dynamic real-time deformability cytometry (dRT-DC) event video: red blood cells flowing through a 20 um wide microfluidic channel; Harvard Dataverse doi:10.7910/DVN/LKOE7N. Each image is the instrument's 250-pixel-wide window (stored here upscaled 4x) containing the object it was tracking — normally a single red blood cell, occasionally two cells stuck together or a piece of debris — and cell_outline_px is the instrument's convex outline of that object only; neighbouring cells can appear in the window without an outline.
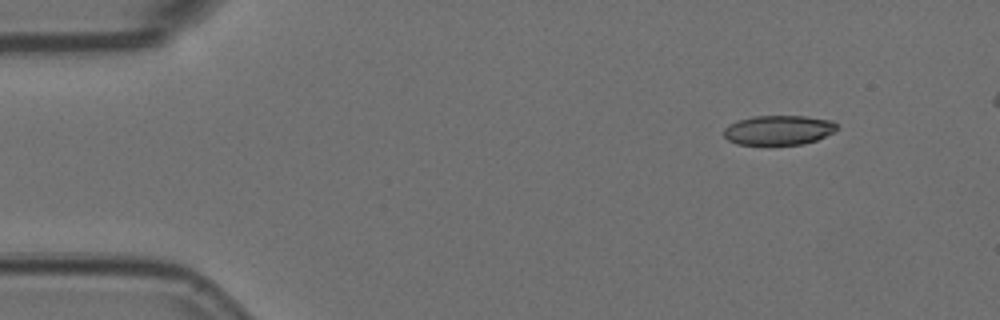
{"species": "Egyptian fruit bat (a non-hibernating species)", "species_latin": "Rousettus aegyptiacus", "temperature_condition": "room temperature", "stored_images_in_passage": 6, "segment_of_instrument_passage": [2, 2], "camera_frame_rate_fps": 3000, "um_per_image_px": 0.085, "animal": {"sex": "female"}, "frame": {"image": 1, "passage_image": 6, "time_ms": 1.667, "image_size_px": [1000, 320], "cell_outline_px": [[836, 128], [832, 132], [816, 140], [804, 144], [736, 144], [728, 140], [724, 136], [724, 128], [728, 124], [736, 120], [752, 116], [804, 116], [832, 120], [836, 124]], "centroid_in_image_um": [66.13, 11.05], "position_along_channel_um": 18.9, "area_um2": 19.42}}